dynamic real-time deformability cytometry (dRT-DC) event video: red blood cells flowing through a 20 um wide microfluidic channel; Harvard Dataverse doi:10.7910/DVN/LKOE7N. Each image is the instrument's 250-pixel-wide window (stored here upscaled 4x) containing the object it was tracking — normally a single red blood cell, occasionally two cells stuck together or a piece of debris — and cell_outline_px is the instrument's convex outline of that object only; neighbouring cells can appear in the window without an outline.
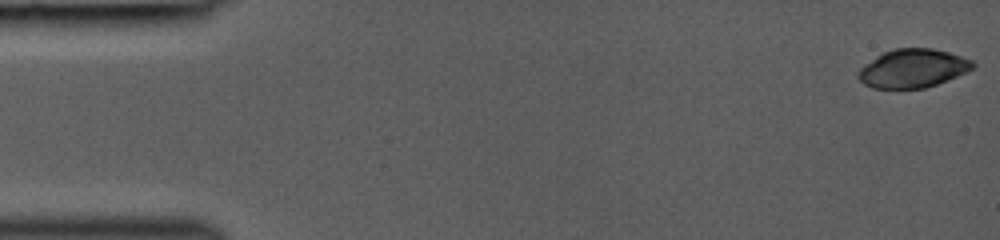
{"species": "common noctule bat (a hibernating species)", "species_latin": "Nyctalus noctula", "temperature_condition": "room temperature", "stored_images_in_passage": 43, "camera_frame_rate_fps": 3000, "um_per_image_px": 0.085, "animal": {"sex": "female", "body_mass_g": 19.0, "forearm_length_mm": 53.3}, "frame": {"image": 1, "passage_image": 1, "time_ms": 0.0, "image_size_px": [1000, 240], "cell_outline_px": [[976, 64], [972, 68], [956, 76], [936, 84], [924, 88], [872, 88], [864, 84], [856, 76], [860, 68], [876, 56], [892, 48], [932, 48], [948, 52], [972, 60]], "centroid_in_image_um": [77.55, 5.8], "position_along_channel_um": 7.4, "area_um2": 25.49}}
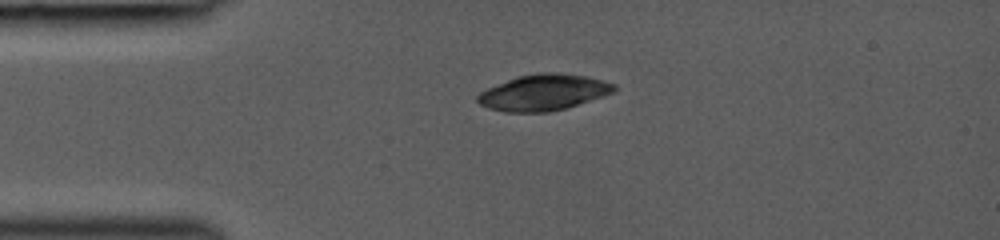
{"frame": {"image": 2, "passage_image": 11, "time_ms": 3.333, "image_size_px": [1000, 240], "cell_outline_px": [[616, 92], [564, 108], [548, 112], [504, 112], [488, 108], [480, 104], [476, 100], [476, 96], [480, 92], [488, 88], [516, 76], [540, 72], [556, 72], [584, 76], [616, 84]], "centroid_in_image_um": [46.17, 7.85], "position_along_channel_um": 38.8, "area_um2": 28.55}}
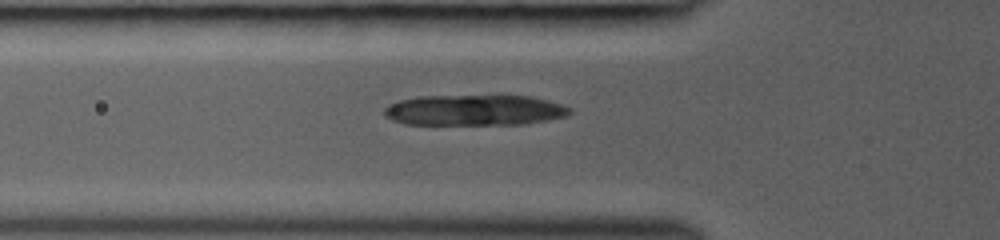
{"frame": {"image": 3, "passage_image": 16, "time_ms": 5.0, "image_size_px": [1000, 240], "cell_outline_px": [[572, 112], [564, 116], [548, 120], [524, 124], [404, 124], [392, 120], [384, 116], [384, 108], [388, 104], [400, 100], [420, 96], [532, 96], [548, 100], [572, 108]], "centroid_in_image_um": [40.31, 9.36], "position_along_channel_um": 85.5, "area_um2": 33.18}}